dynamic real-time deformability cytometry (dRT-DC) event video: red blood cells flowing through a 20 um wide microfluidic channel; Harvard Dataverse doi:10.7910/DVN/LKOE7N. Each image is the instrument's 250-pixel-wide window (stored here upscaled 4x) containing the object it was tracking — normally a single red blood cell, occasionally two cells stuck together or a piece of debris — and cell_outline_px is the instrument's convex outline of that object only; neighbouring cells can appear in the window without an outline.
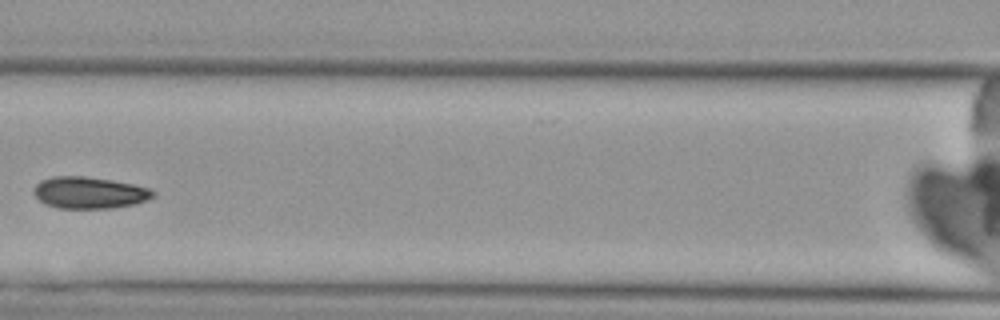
{"species": "Egyptian fruit bat (a non-hibernating species)", "species_latin": "Rousettus aegyptiacus", "temperature_condition": "cold", "stored_images_in_passage": 4, "camera_frame_rate_fps": 3000, "um_per_image_px": 0.085, "animal": {"sex": "female"}, "frame": {"image": 1, "passage_image": 3, "time_ms": 2.333, "image_size_px": [1000, 320], "cell_outline_px": [[156, 196], [148, 200], [136, 204], [112, 208], [60, 208], [44, 204], [32, 192], [32, 188], [40, 180], [52, 176], [84, 176], [112, 180], [132, 184], [148, 188], [156, 192]], "centroid_in_image_um": [7.59, 16.38], "position_along_channel_um": 159.0, "area_um2": 22.25}}
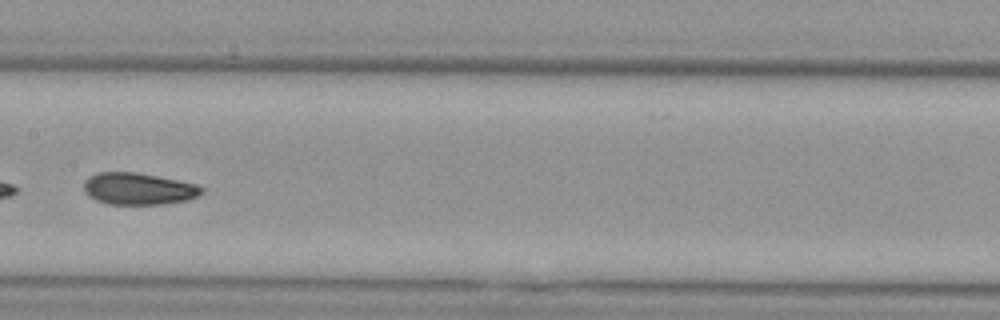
{"frame": {"image": 2, "passage_image": 4, "time_ms": 3.333, "image_size_px": [1000, 320], "cell_outline_px": [[204, 192], [188, 200], [164, 204], [108, 204], [96, 200], [88, 196], [84, 192], [84, 180], [88, 176], [100, 172], [136, 172], [196, 184], [204, 188]], "centroid_in_image_um": [11.74, 16.05], "position_along_channel_um": 195.7, "area_um2": 21.91}}